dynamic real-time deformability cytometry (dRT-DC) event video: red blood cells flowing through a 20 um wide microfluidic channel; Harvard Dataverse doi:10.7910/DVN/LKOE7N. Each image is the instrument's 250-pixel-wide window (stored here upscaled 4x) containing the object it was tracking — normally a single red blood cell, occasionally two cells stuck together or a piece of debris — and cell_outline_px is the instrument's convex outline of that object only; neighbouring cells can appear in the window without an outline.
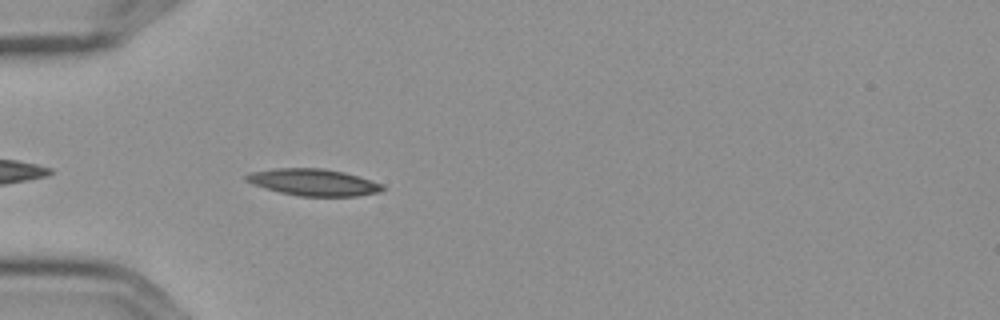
{"species": "Egyptian fruit bat (a non-hibernating species)", "species_latin": "Rousettus aegyptiacus", "temperature_condition": "cold", "stored_images_in_passage": 6, "camera_frame_rate_fps": 3000, "um_per_image_px": 0.085, "frame": {"image": 1, "passage_image": 6, "time_ms": 1.667, "image_size_px": [1000, 320], "cell_outline_px": [[384, 188], [380, 192], [356, 196], [300, 196], [280, 192], [244, 180], [244, 176], [252, 172], [276, 168], [320, 168], [344, 172], [384, 184]], "centroid_in_image_um": [26.68, 15.49], "position_along_channel_um": 58.3, "area_um2": 20.98}}